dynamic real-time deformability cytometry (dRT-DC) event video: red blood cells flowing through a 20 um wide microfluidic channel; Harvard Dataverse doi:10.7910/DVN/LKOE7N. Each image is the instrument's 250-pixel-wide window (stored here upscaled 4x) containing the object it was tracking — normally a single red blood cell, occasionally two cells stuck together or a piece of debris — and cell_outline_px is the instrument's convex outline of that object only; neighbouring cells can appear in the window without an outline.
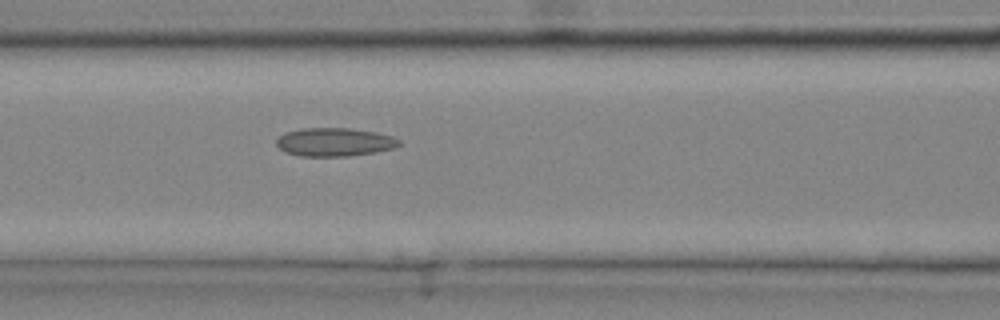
{"species": "common noctule bat (a hibernating species)", "species_latin": "Nyctalus noctula", "temperature_condition": "cold", "stored_images_in_passage": 28, "camera_frame_rate_fps": 3000, "um_per_image_px": 0.085, "animal": {"sex": "male", "body_mass_g": 20.4}, "frame": {"image": 1, "passage_image": 12, "time_ms": 3.667, "image_size_px": [1000, 320], "cell_outline_px": [[400, 144], [392, 148], [376, 152], [348, 156], [300, 156], [284, 152], [276, 144], [276, 140], [280, 136], [288, 132], [304, 128], [348, 128], [376, 132], [392, 136], [400, 140]], "centroid_in_image_um": [28.43, 12.08], "position_along_channel_um": 138.2, "area_um2": 20.17}}
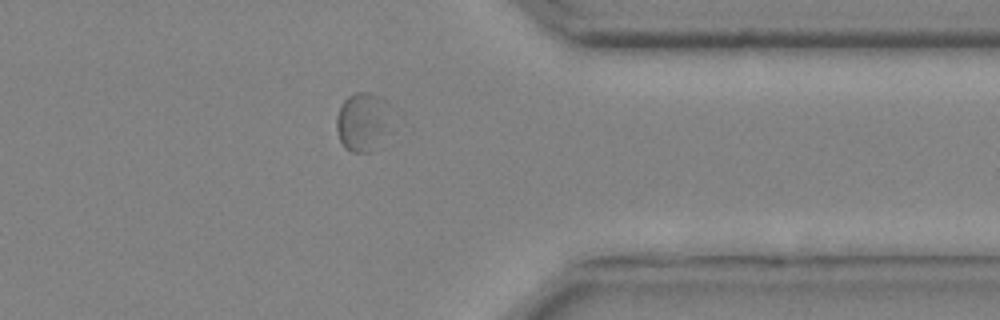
{"frame": {"image": 2, "passage_image": 27, "time_ms": 8.667, "image_size_px": [1000, 320], "cell_outline_px": [[388, 104], [384, 128], [368, 152], [352, 152], [344, 148], [340, 140], [336, 128], [336, 116], [344, 100], [348, 96], [356, 92], [368, 92], [380, 96], [388, 100]], "centroid_in_image_um": [30.7, 10.27], "position_along_channel_um": 380.7, "area_um2": 17.51}}